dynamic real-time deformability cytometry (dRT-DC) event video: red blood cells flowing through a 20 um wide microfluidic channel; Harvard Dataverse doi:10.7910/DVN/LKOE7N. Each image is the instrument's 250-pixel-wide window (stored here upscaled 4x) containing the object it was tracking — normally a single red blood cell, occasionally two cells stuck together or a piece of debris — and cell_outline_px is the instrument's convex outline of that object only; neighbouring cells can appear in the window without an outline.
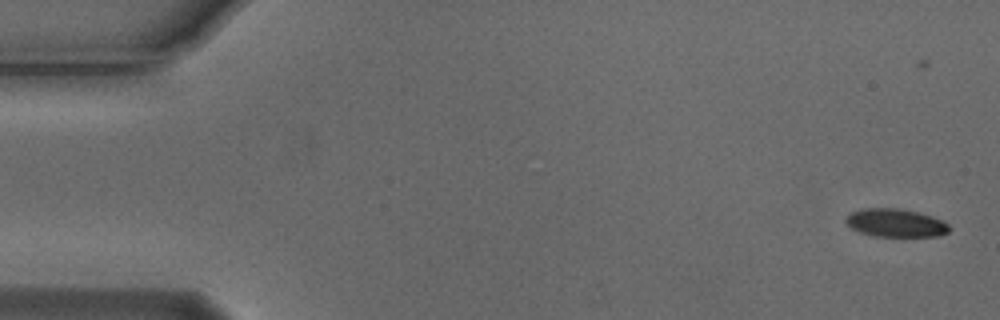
{"species": "Egyptian fruit bat (a non-hibernating species)", "species_latin": "Rousettus aegyptiacus", "temperature_condition": "cold", "stored_images_in_passage": 54, "camera_frame_rate_fps": 3000, "um_per_image_px": 0.085, "animal": {"sex": "male"}, "frame": {"image": 1, "passage_image": 1, "time_ms": 0.0, "image_size_px": [1000, 320], "cell_outline_px": [[948, 232], [936, 236], [872, 236], [860, 232], [852, 228], [844, 220], [852, 212], [860, 208], [896, 208], [920, 212], [944, 220], [948, 224]], "centroid_in_image_um": [76.13, 18.94], "position_along_channel_um": 8.9, "area_um2": 16.94}}
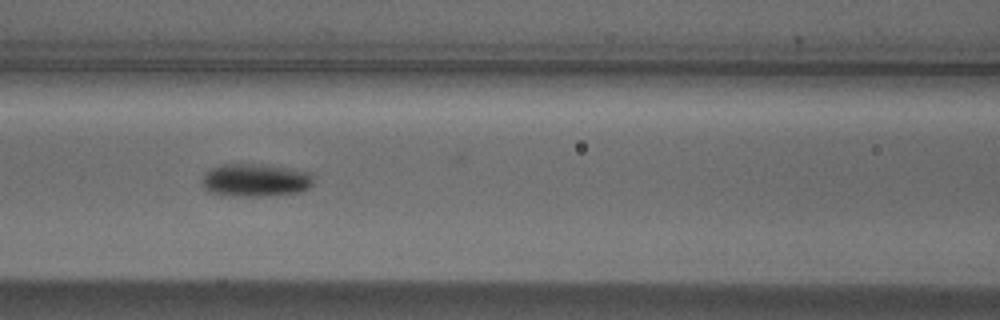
{"frame": {"image": 2, "passage_image": 23, "time_ms": 7.333, "image_size_px": [1000, 320], "cell_outline_px": [[312, 184], [308, 188], [300, 192], [268, 196], [236, 196], [208, 192], [204, 188], [204, 172], [220, 164], [252, 164], [308, 172], [312, 176]], "centroid_in_image_um": [21.67, 15.33], "position_along_channel_um": 144.9, "area_um2": 20.92}}
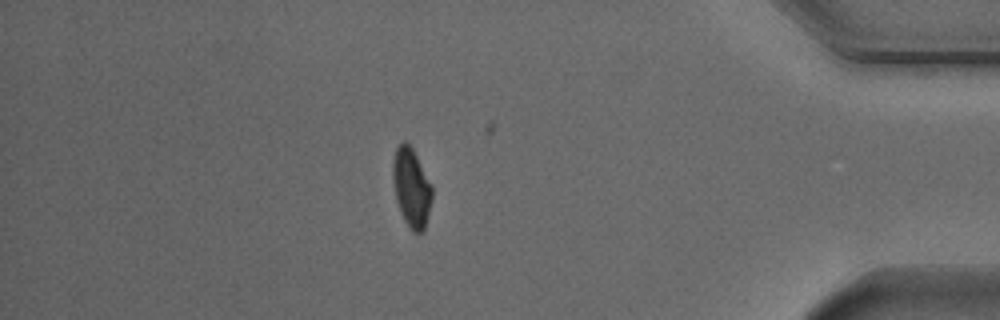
{"frame": {"image": 3, "passage_image": 47, "time_ms": 15.333, "image_size_px": [1000, 320], "cell_outline_px": [[432, 200], [428, 216], [424, 228], [420, 232], [412, 232], [404, 220], [400, 212], [396, 200], [392, 176], [392, 164], [396, 148], [404, 140], [412, 148], [432, 184]], "centroid_in_image_um": [34.97, 15.95], "position_along_channel_um": 400.2, "area_um2": 18.03}, "authors_computed_cell_mechanics": {"area_um2": 18.3515, "velocity_mm_per_s": 3.7167, "shape_relaxation_time_tau1_ms": 3.1506, "shape_relaxation_time_tau2_ms": null, "deformation_change_tau1": 0.1137, "deformation_change_tau2": null}}